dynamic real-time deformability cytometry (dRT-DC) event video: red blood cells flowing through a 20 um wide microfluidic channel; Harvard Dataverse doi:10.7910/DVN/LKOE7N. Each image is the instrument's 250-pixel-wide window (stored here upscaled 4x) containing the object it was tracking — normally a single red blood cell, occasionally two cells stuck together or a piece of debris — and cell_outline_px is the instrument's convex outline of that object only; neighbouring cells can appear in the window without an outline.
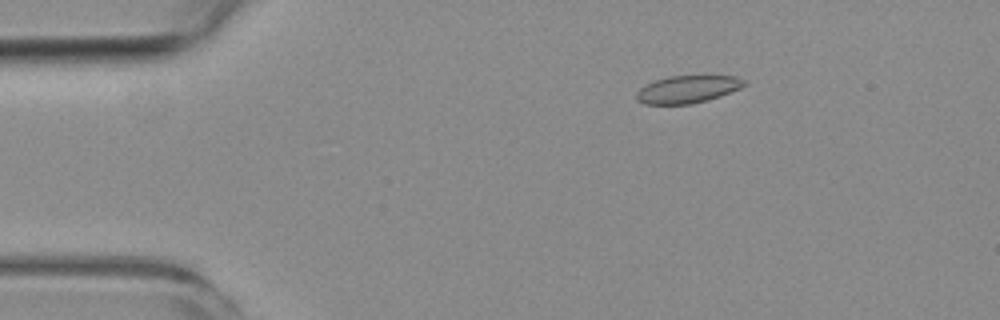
{"species": "common noctule bat (a hibernating species)", "species_latin": "Nyctalus noctula", "temperature_condition": "room temperature", "stored_images_in_passage": 5, "camera_frame_rate_fps": 3000, "um_per_image_px": 0.085, "animal": {"sex": "female", "body_mass_g": 19.3, "forearm_length_mm": 54.1}, "frame": {"image": 1, "passage_image": 3, "time_ms": 2.333, "image_size_px": [1000, 320], "cell_outline_px": [[748, 84], [740, 88], [720, 96], [708, 100], [692, 104], [644, 104], [636, 100], [636, 92], [640, 88], [656, 80], [668, 76], [736, 76], [744, 80]], "centroid_in_image_um": [58.45, 7.59], "position_along_channel_um": 26.6, "area_um2": 17.22}}